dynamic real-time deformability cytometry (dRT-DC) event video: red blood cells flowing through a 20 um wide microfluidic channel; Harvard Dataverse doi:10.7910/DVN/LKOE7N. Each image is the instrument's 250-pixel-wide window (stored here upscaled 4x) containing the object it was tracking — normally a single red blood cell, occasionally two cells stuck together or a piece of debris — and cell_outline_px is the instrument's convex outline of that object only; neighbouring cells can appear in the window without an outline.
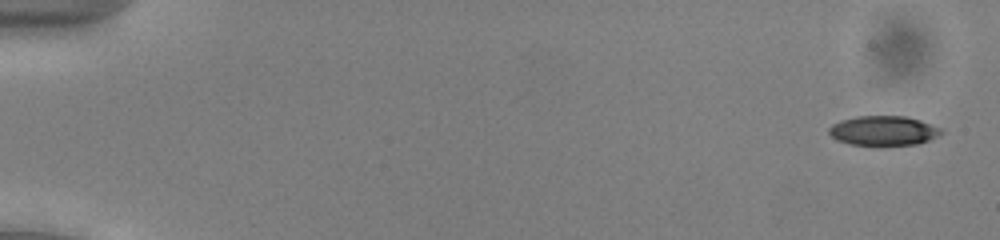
{"species": "common noctule bat (a hibernating species)", "species_latin": "Nyctalus noctula", "temperature_condition": "cold", "stored_images_in_passage": 53, "camera_frame_rate_fps": 3000, "um_per_image_px": 0.085, "animal": {"sex": "male", "body_mass_g": 13.0, "forearm_length_mm": 53.1}, "frame": {"image": 1, "passage_image": 2, "time_ms": 0.333, "image_size_px": [1000, 240], "cell_outline_px": [[944, 132], [928, 140], [916, 144], [852, 144], [836, 140], [828, 132], [828, 128], [832, 124], [840, 120], [856, 116], [908, 116], [920, 120], [940, 128]], "centroid_in_image_um": [75.06, 11.08], "position_along_channel_um": 9.9, "area_um2": 19.07}}
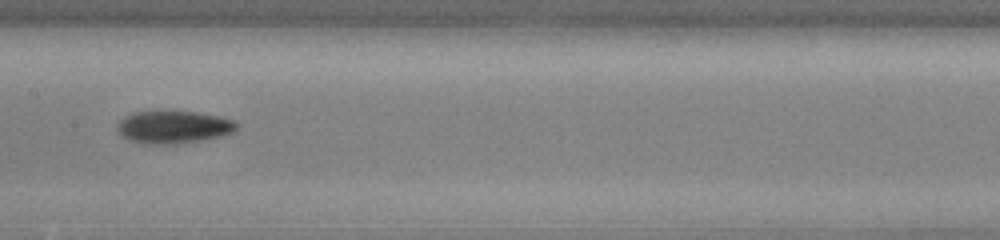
{"frame": {"image": 2, "passage_image": 28, "time_ms": 9.0, "image_size_px": [1000, 240], "cell_outline_px": [[240, 124], [236, 132], [220, 136], [200, 140], [176, 144], [144, 144], [128, 140], [116, 132], [116, 128], [120, 120], [124, 116], [132, 112], [160, 108], [196, 112], [220, 116], [236, 120]], "centroid_in_image_um": [14.73, 10.75], "position_along_channel_um": 192.7, "area_um2": 23.87}}
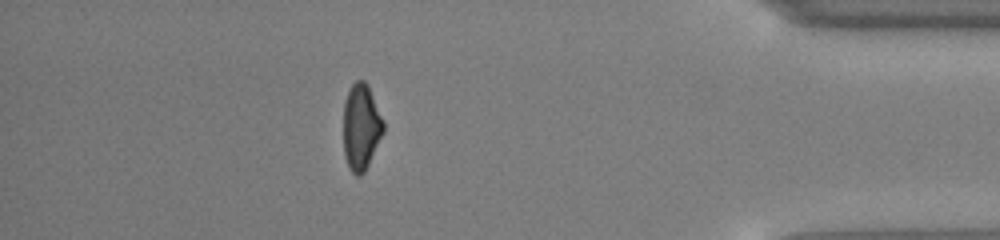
{"frame": {"image": 3, "passage_image": 47, "time_ms": 15.333, "image_size_px": [1000, 240], "cell_outline_px": [[384, 132], [364, 172], [360, 176], [356, 176], [352, 172], [344, 156], [344, 100], [352, 84], [356, 80], [364, 80], [368, 84], [384, 120]], "centroid_in_image_um": [30.7, 10.76], "position_along_channel_um": 404.5, "area_um2": 20.11}, "authors_computed_cell_mechanics": {"area_um2": 20.808, "velocity_mm_per_s": 3.9556, "shape_relaxation_time_tau1_ms": 3.2277, "shape_relaxation_time_tau2_ms": null, "deformation_change_tau1": 0.1261, "deformation_change_tau2": null}}